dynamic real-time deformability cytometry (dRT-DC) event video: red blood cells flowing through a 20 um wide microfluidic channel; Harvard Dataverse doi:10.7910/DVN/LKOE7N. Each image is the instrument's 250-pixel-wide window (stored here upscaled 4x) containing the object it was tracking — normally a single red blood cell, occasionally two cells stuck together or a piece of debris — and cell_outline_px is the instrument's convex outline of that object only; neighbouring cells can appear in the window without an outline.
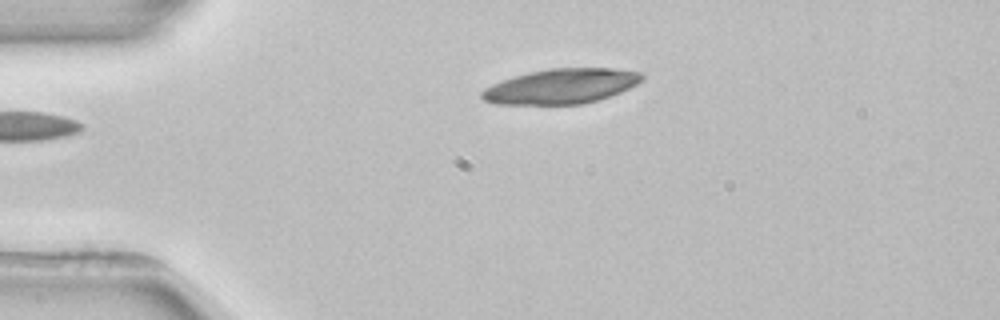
{"species": "common noctule bat (a hibernating species)", "species_latin": "Nyctalus noctula", "temperature_condition": "room temperature", "stored_images_in_passage": 5, "camera_frame_rate_fps": 3000, "um_per_image_px": 0.085, "animal": {"sex": "female", "body_mass_g": 22.7, "forearm_length_mm": 54.2}, "frame": {"image": 1, "passage_image": 5, "time_ms": 6.0, "image_size_px": [1000, 320], "cell_outline_px": [[644, 80], [620, 92], [596, 100], [580, 104], [496, 104], [484, 100], [480, 96], [480, 92], [484, 88], [500, 80], [528, 72], [548, 68], [612, 68], [640, 72], [644, 76]], "centroid_in_image_um": [47.67, 7.32], "position_along_channel_um": 37.3, "area_um2": 32.6}}